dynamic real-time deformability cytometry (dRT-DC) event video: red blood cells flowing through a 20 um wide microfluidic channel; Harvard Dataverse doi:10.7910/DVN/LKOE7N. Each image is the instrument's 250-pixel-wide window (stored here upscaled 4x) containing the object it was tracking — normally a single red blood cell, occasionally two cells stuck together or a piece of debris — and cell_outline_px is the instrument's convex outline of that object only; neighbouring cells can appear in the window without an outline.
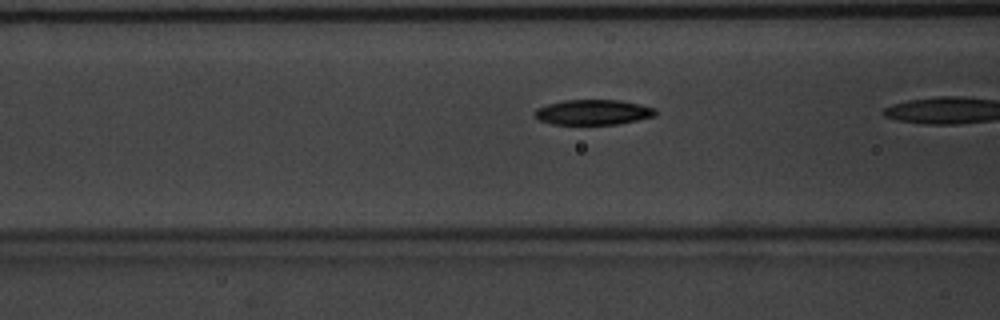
{"species": "common noctule bat (a hibernating species)", "species_latin": "Nyctalus noctula", "temperature_condition": "warm", "stored_images_in_passage": 20, "camera_frame_rate_fps": 3000, "um_per_image_px": 0.085, "animal": {"sex": "male", "body_mass_g": 20.1, "forearm_length_mm": 53.5}, "frame": {"image": 1, "passage_image": 19, "time_ms": 6.0, "image_size_px": [1000, 320], "cell_outline_px": [[656, 112], [652, 116], [636, 120], [616, 124], [552, 124], [540, 120], [532, 112], [536, 108], [548, 104], [564, 100], [620, 100], [640, 104], [656, 108]], "centroid_in_image_um": [50.38, 9.53], "position_along_channel_um": 116.2, "area_um2": 17.57}}